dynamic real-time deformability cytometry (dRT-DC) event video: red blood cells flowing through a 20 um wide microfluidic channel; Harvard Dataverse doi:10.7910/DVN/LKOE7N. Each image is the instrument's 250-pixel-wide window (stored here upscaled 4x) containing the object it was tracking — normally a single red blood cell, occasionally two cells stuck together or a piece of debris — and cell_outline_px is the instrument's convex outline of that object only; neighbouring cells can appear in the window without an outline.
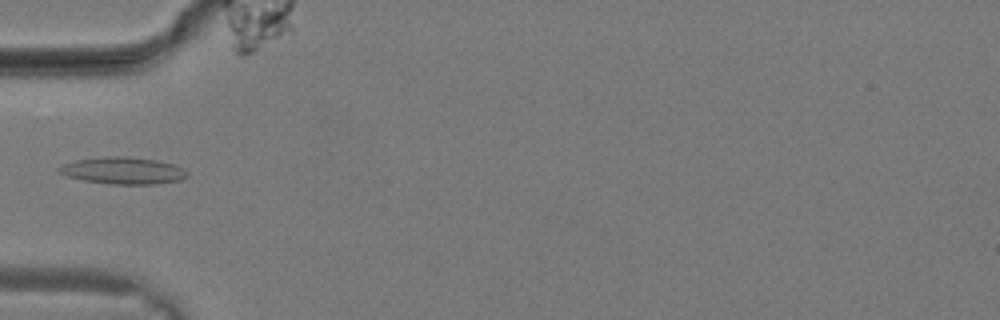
{"species": "common noctule bat (a hibernating species)", "species_latin": "Nyctalus noctula", "temperature_condition": "warm", "stored_images_in_passage": 9, "segment_of_instrument_passage": [1, 2], "camera_frame_rate_fps": 3000, "um_per_image_px": 0.085, "animal": {"sex": "male", "body_mass_g": 19.2, "forearm_length_mm": 51.8}, "frame": {"image": 1, "passage_image": 7, "time_ms": 2.0, "image_size_px": [1000, 320], "cell_outline_px": [[188, 176], [180, 180], [156, 184], [108, 184], [84, 180], [68, 176], [60, 172], [56, 168], [64, 164], [76, 160], [104, 156], [124, 156], [156, 160], [176, 164], [184, 168], [188, 172]], "centroid_in_image_um": [10.51, 14.5], "position_along_channel_um": 74.5, "area_um2": 20.17}}